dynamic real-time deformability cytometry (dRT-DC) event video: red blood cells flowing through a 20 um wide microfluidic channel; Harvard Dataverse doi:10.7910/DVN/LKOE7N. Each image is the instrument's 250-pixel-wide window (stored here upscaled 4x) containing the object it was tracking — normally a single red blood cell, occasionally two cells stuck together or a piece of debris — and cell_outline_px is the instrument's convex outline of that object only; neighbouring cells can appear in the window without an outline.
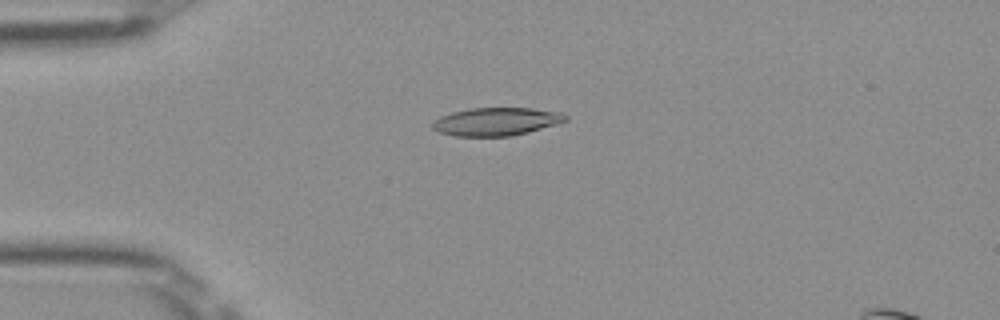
{"species": "Egyptian fruit bat (a non-hibernating species)", "species_latin": "Rousettus aegyptiacus", "temperature_condition": "room temperature", "stored_images_in_passage": 51, "camera_frame_rate_fps": 3000, "um_per_image_px": 0.085, "frame": {"image": 1, "passage_image": 13, "time_ms": 4.0, "image_size_px": [1000, 320], "cell_outline_px": [[568, 120], [556, 124], [528, 132], [512, 136], [456, 136], [440, 132], [432, 128], [432, 120], [440, 116], [452, 112], [468, 108], [532, 108], [560, 112], [568, 116]], "centroid_in_image_um": [42.17, 10.33], "position_along_channel_um": 42.8, "area_um2": 21.79}}
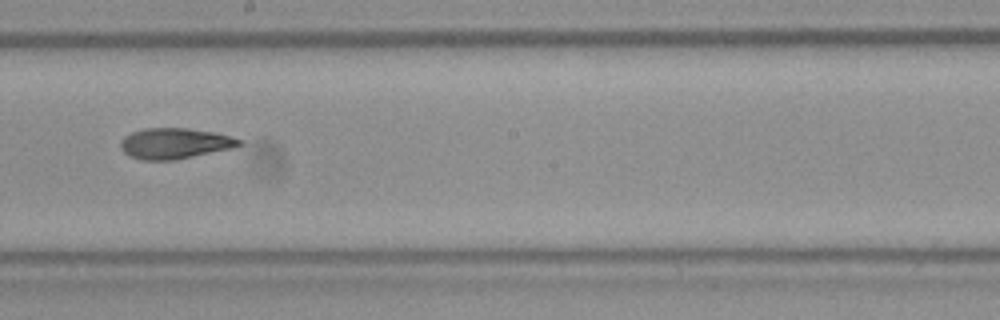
{"frame": {"image": 2, "passage_image": 29, "time_ms": 9.333, "image_size_px": [1000, 320], "cell_outline_px": [[244, 144], [232, 148], [176, 160], [140, 160], [128, 156], [120, 148], [120, 140], [124, 136], [132, 132], [144, 128], [188, 128], [212, 132], [232, 136], [244, 140]], "centroid_in_image_um": [14.85, 12.19], "position_along_channel_um": 233.3, "area_um2": 21.5}}
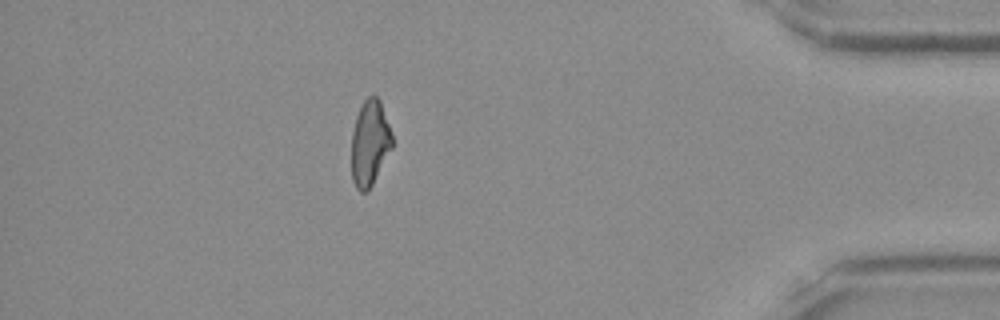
{"frame": {"image": 3, "passage_image": 45, "time_ms": 14.667, "image_size_px": [1000, 320], "cell_outline_px": [[392, 148], [368, 192], [360, 192], [356, 188], [352, 180], [352, 132], [356, 116], [364, 100], [368, 96], [376, 96], [380, 100], [392, 136]], "centroid_in_image_um": [31.42, 12.19], "position_along_channel_um": 403.8, "area_um2": 20.11}, "authors_computed_cell_mechanics": {"area_um2": 21.3282, "velocity_mm_per_s": 4.0083, "shape_relaxation_time_tau1_ms": 10.5033, "shape_relaxation_time_tau2_ms": 3.9481, "deformation_change_tau1": 0.239, "deformation_change_tau2": 0.1079}}